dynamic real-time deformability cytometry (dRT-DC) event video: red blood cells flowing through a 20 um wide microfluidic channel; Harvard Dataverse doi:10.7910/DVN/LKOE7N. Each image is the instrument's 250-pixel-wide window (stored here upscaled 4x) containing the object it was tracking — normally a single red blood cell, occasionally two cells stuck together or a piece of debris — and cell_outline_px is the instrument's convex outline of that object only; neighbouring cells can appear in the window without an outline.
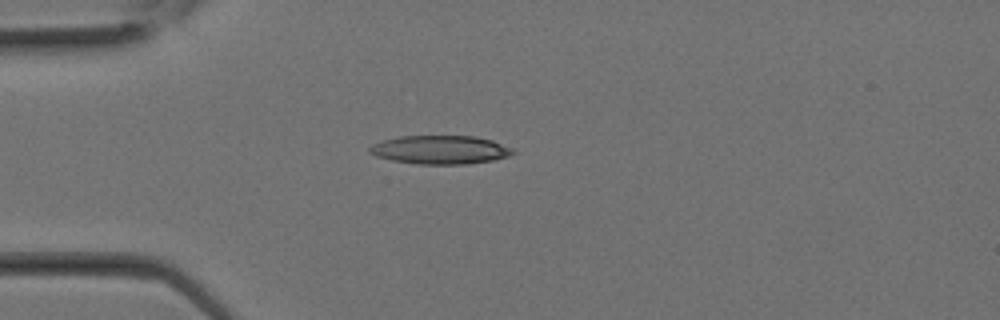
{"species": "Egyptian fruit bat (a non-hibernating species)", "species_latin": "Rousettus aegyptiacus", "temperature_condition": "room temperature", "stored_images_in_passage": 8, "camera_frame_rate_fps": 3000, "um_per_image_px": 0.085, "animal": {"sex": "female"}, "frame": {"image": 1, "passage_image": 2, "time_ms": 0.333, "image_size_px": [1000, 320], "cell_outline_px": [[516, 152], [508, 156], [492, 160], [468, 164], [416, 164], [392, 160], [376, 156], [368, 152], [368, 148], [372, 144], [380, 140], [400, 136], [476, 136], [492, 140], [512, 148]], "centroid_in_image_um": [37.39, 12.72], "position_along_channel_um": 47.6, "area_um2": 23.99}}
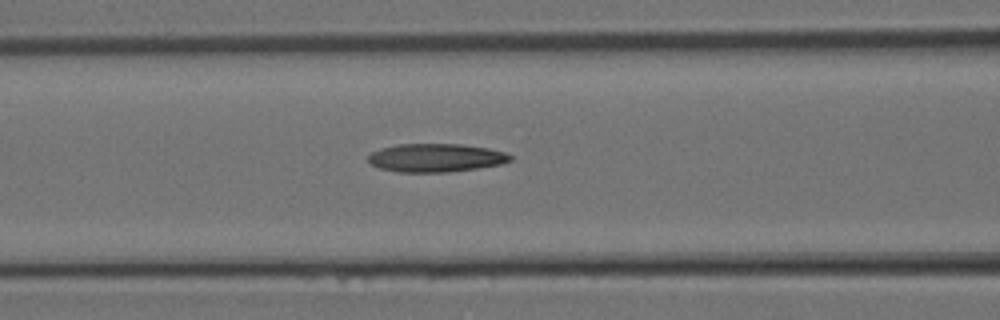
{"frame": {"image": 2, "passage_image": 6, "time_ms": 1.667, "image_size_px": [1000, 320], "cell_outline_px": [[512, 160], [500, 164], [476, 168], [448, 172], [400, 172], [380, 168], [372, 164], [368, 160], [368, 156], [372, 152], [380, 148], [400, 144], [460, 144], [488, 148], [508, 152], [512, 156]], "centroid_in_image_um": [37.07, 13.4], "position_along_channel_um": 129.5, "area_um2": 23.41}}
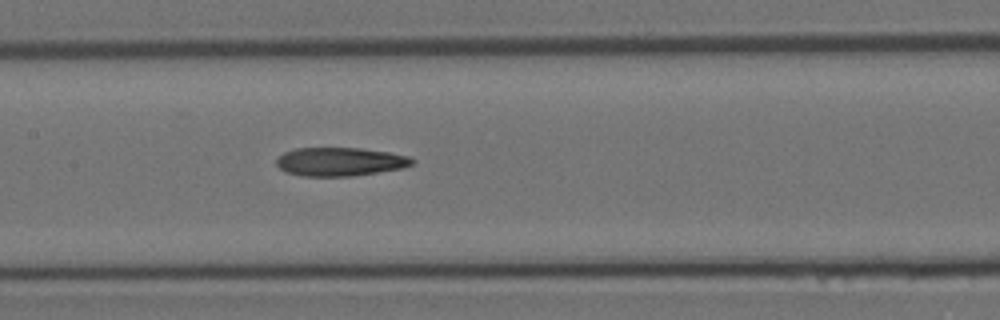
{"frame": {"image": 3, "passage_image": 8, "time_ms": 2.333, "image_size_px": [1000, 320], "cell_outline_px": [[416, 160], [412, 164], [404, 168], [352, 176], [300, 176], [284, 172], [276, 164], [276, 160], [284, 152], [296, 148], [360, 148], [388, 152], [408, 156]], "centroid_in_image_um": [28.89, 13.75], "position_along_channel_um": 178.5, "area_um2": 22.66}}